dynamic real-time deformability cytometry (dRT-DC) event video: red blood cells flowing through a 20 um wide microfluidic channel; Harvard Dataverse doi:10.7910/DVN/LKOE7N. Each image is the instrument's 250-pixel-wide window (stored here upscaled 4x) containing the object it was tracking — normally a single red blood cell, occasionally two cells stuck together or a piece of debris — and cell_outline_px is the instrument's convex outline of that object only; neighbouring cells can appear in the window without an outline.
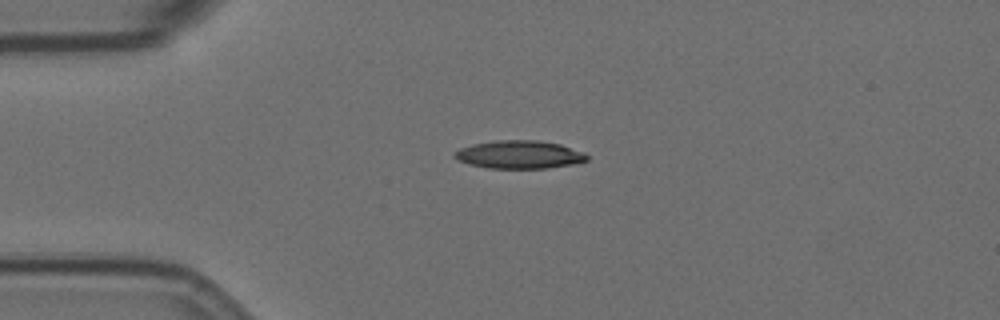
{"species": "Egyptian fruit bat (a non-hibernating species)", "species_latin": "Rousettus aegyptiacus", "temperature_condition": "room temperature", "stored_images_in_passage": 16, "camera_frame_rate_fps": 3000, "um_per_image_px": 0.085, "animal": {"sex": "female"}, "frame": {"image": 1, "passage_image": 1, "time_ms": 0.0, "image_size_px": [1000, 320], "cell_outline_px": [[588, 160], [572, 164], [548, 168], [488, 168], [472, 164], [460, 160], [452, 156], [452, 152], [460, 148], [472, 144], [496, 140], [536, 140], [560, 144], [584, 152], [588, 156]], "centroid_in_image_um": [44.14, 13.13], "position_along_channel_um": 40.9, "area_um2": 21.56}}
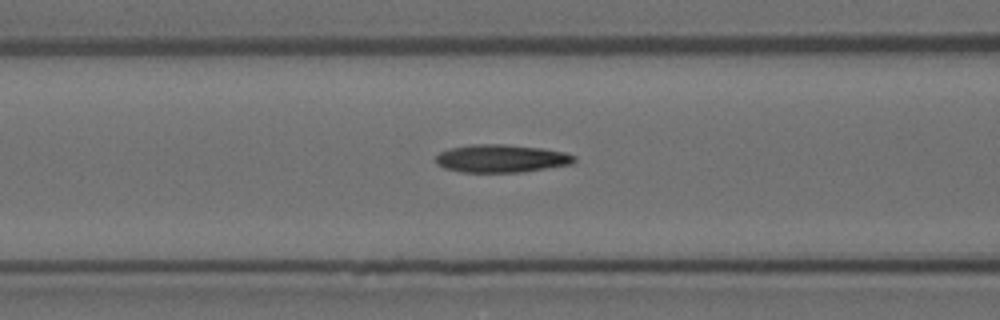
{"frame": {"image": 2, "passage_image": 10, "time_ms": 3.0, "image_size_px": [1000, 320], "cell_outline_px": [[576, 160], [572, 164], [524, 172], [460, 172], [444, 168], [436, 164], [436, 156], [440, 152], [452, 148], [472, 144], [504, 144], [540, 148], [564, 152], [576, 156]], "centroid_in_image_um": [42.62, 13.48], "position_along_channel_um": 124.0, "area_um2": 22.54}}
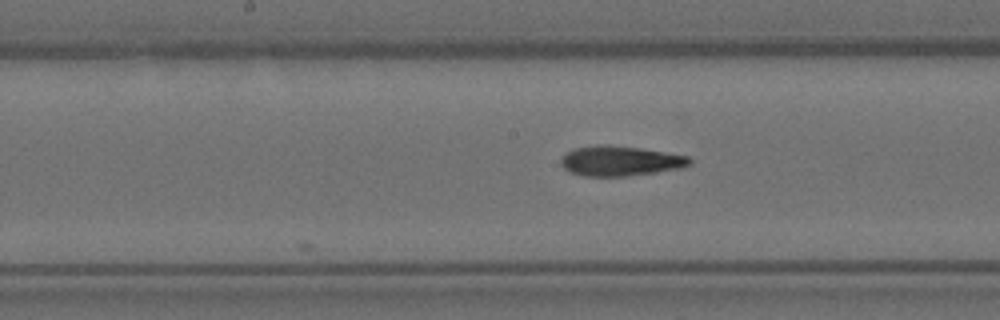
{"frame": {"image": 3, "passage_image": 16, "time_ms": 5.0, "image_size_px": [1000, 320], "cell_outline_px": [[692, 164], [680, 168], [624, 176], [584, 176], [568, 172], [560, 164], [560, 160], [568, 152], [576, 148], [600, 144], [640, 148], [688, 156], [692, 160]], "centroid_in_image_um": [52.69, 13.68], "position_along_channel_um": 195.5, "area_um2": 22.2}}